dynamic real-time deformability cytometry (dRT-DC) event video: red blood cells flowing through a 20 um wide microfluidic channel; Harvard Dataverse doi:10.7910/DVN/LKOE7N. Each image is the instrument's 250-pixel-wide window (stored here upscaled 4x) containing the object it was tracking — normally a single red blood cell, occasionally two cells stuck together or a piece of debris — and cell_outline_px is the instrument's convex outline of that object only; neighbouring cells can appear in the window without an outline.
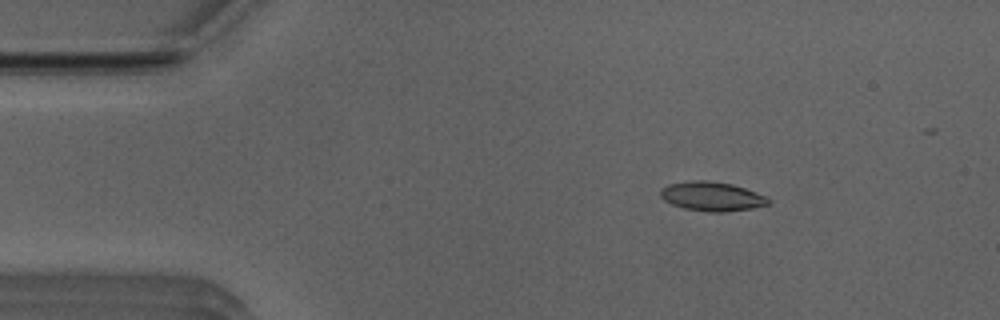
{"species": "Egyptian fruit bat (a non-hibernating species)", "species_latin": "Rousettus aegyptiacus", "temperature_condition": "room temperature", "stored_images_in_passage": 39, "camera_frame_rate_fps": 3000, "um_per_image_px": 0.085, "animal": {"sex": "male"}, "frame": {"image": 1, "passage_image": 2, "time_ms": 0.333, "image_size_px": [1000, 320], "cell_outline_px": [[768, 204], [752, 208], [724, 212], [708, 212], [684, 208], [672, 204], [664, 200], [660, 196], [660, 188], [668, 184], [692, 180], [704, 180], [732, 184], [768, 196]], "centroid_in_image_um": [60.48, 16.69], "position_along_channel_um": 24.5, "area_um2": 18.32}}
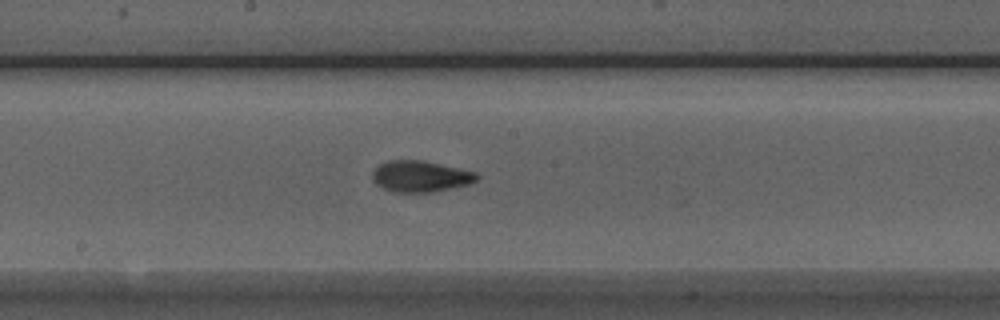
{"frame": {"image": 2, "passage_image": 21, "time_ms": 6.667, "image_size_px": [1000, 320], "cell_outline_px": [[480, 176], [476, 180], [468, 184], [432, 192], [396, 192], [384, 188], [376, 184], [372, 176], [372, 172], [380, 164], [388, 160], [424, 160], [476, 172]], "centroid_in_image_um": [35.74, 14.98], "position_along_channel_um": 212.5, "area_um2": 18.84}}
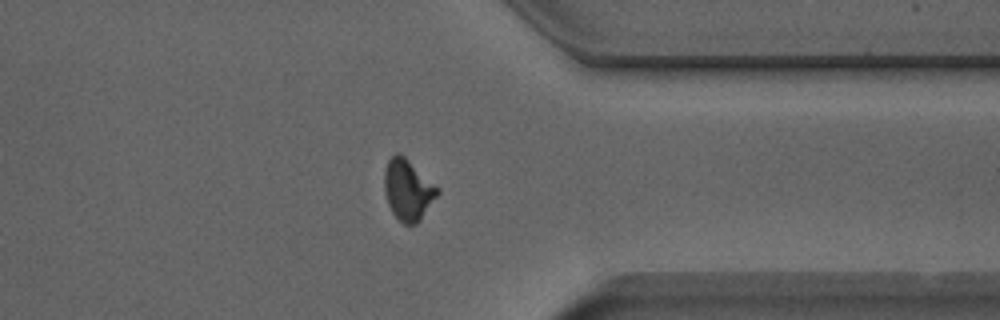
{"frame": {"image": 3, "passage_image": 34, "time_ms": 11.0, "image_size_px": [1000, 320], "cell_outline_px": [[440, 192], [420, 220], [416, 224], [404, 224], [392, 212], [388, 204], [384, 192], [384, 172], [388, 160], [396, 152], [400, 152], [440, 188]], "centroid_in_image_um": [34.68, 16.11], "position_along_channel_um": 376.7, "area_um2": 18.9}}